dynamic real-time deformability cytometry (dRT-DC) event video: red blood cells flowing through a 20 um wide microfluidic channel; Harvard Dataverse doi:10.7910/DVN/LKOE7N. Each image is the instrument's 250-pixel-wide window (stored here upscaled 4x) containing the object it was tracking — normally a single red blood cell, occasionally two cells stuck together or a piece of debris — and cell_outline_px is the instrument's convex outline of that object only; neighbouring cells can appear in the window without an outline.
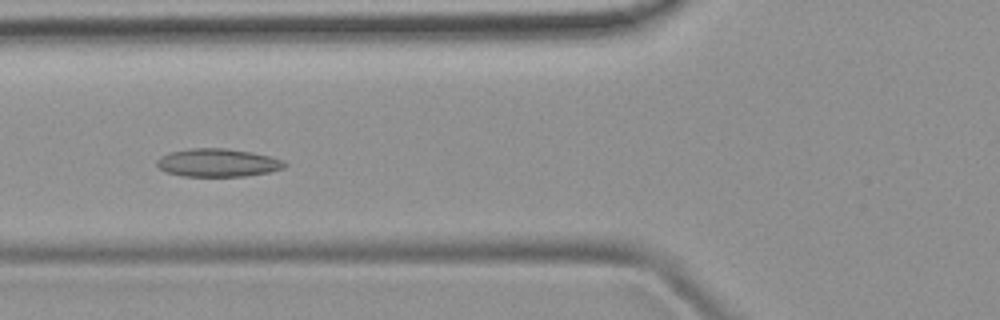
{"species": "common noctule bat (a hibernating species)", "species_latin": "Nyctalus noctula", "temperature_condition": "room temperature", "stored_images_in_passage": 6, "camera_frame_rate_fps": 3000, "um_per_image_px": 0.085, "animal": {"sex": "female", "body_mass_g": 19.9}, "frame": {"image": 1, "passage_image": 6, "time_ms": 6.333, "image_size_px": [1000, 320], "cell_outline_px": [[288, 164], [284, 168], [268, 172], [244, 176], [180, 176], [164, 172], [156, 164], [156, 160], [160, 156], [168, 152], [188, 148], [224, 148], [252, 152], [284, 160]], "centroid_in_image_um": [18.47, 13.83], "position_along_channel_um": 107.3, "area_um2": 21.1}}